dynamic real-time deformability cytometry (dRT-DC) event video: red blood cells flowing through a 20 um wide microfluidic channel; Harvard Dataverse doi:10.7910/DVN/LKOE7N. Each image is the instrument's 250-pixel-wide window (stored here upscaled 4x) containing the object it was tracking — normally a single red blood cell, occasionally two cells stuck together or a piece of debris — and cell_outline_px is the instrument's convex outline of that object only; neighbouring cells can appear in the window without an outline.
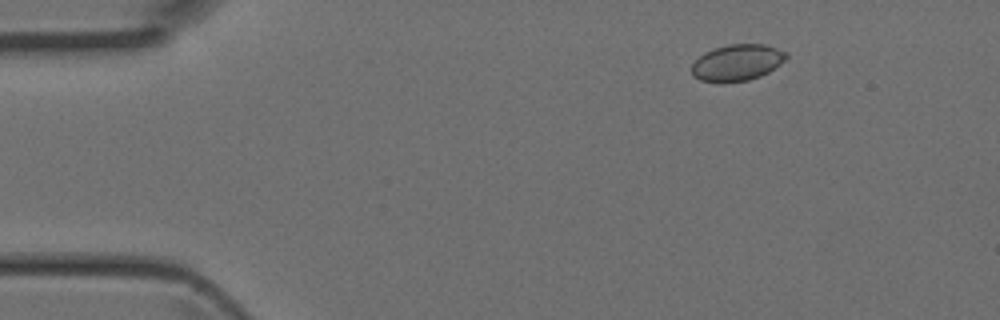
{"species": "Egyptian fruit bat (a non-hibernating species)", "species_latin": "Rousettus aegyptiacus", "temperature_condition": "room temperature", "stored_images_in_passage": 3, "camera_frame_rate_fps": 3000, "um_per_image_px": 0.085, "animal": {"sex": "female"}, "frame": {"image": 1, "passage_image": 3, "time_ms": 0.667, "image_size_px": [1000, 320], "cell_outline_px": [[788, 56], [780, 64], [768, 72], [760, 76], [748, 80], [724, 84], [720, 84], [700, 80], [692, 76], [692, 64], [704, 52], [712, 48], [728, 44], [764, 44], [788, 52]], "centroid_in_image_um": [62.63, 5.34], "position_along_channel_um": 22.4, "area_um2": 20.4}}